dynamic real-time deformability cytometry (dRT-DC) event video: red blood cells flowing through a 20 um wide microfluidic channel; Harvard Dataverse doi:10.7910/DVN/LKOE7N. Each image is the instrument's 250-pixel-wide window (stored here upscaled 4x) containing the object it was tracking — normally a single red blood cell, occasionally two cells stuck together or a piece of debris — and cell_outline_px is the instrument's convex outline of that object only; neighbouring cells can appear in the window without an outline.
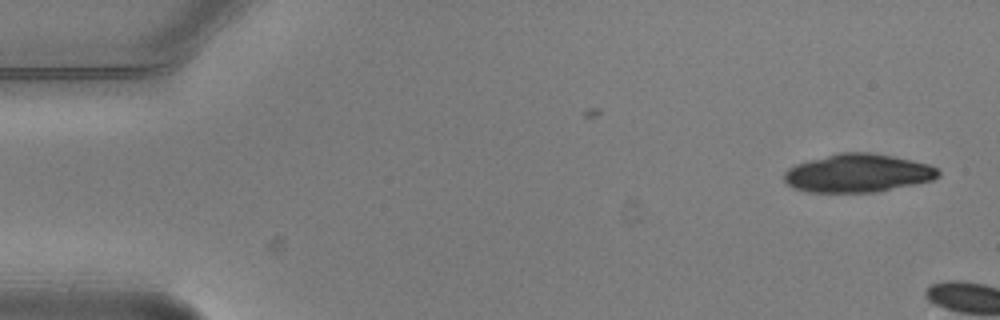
{"species": "common noctule bat (a hibernating species)", "species_latin": "Nyctalus noctula", "temperature_condition": "warm", "stored_images_in_passage": 2, "camera_frame_rate_fps": 3000, "um_per_image_px": 0.085, "animal": {"sex": "male", "body_mass_g": 20.5, "forearm_length_mm": 52.5}, "frame": {"image": 1, "passage_image": 1, "time_ms": 0.0, "image_size_px": [1000, 320], "cell_outline_px": [[940, 176], [932, 180], [876, 192], [808, 192], [792, 188], [784, 180], [784, 172], [788, 168], [796, 164], [840, 152], [872, 152], [912, 160], [928, 164], [936, 168], [940, 172]], "centroid_in_image_um": [72.9, 14.72], "position_along_channel_um": 12.1, "area_um2": 34.28}}